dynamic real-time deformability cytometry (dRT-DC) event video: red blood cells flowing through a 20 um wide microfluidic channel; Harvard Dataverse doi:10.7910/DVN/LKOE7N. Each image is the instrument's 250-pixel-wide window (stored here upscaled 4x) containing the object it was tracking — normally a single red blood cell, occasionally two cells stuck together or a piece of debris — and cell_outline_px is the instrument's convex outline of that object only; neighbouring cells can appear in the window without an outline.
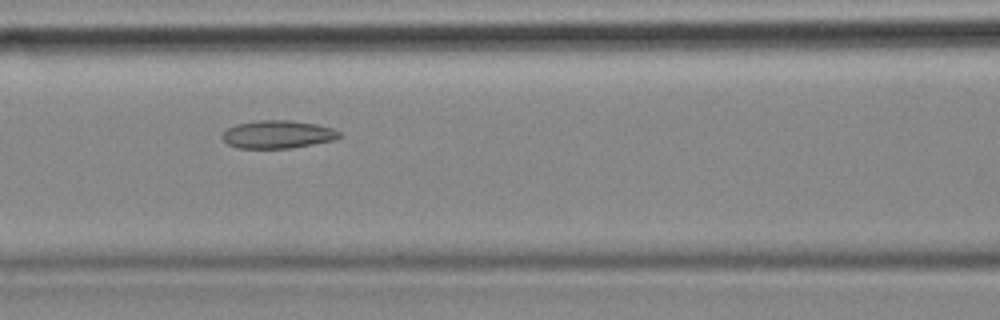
{"species": "common noctule bat (a hibernating species)", "species_latin": "Nyctalus noctula", "temperature_condition": "cold", "stored_images_in_passage": 7, "camera_frame_rate_fps": 3000, "um_per_image_px": 0.085, "animal": {"sex": "female", "body_mass_g": 18.4}, "frame": {"image": 1, "passage_image": 6, "time_ms": 1.667, "image_size_px": [1000, 320], "cell_outline_px": [[340, 136], [332, 140], [292, 148], [236, 148], [228, 144], [220, 136], [228, 128], [236, 124], [260, 120], [292, 120], [316, 124], [332, 128], [340, 132]], "centroid_in_image_um": [23.57, 11.42], "position_along_channel_um": 143.0, "area_um2": 18.96}}
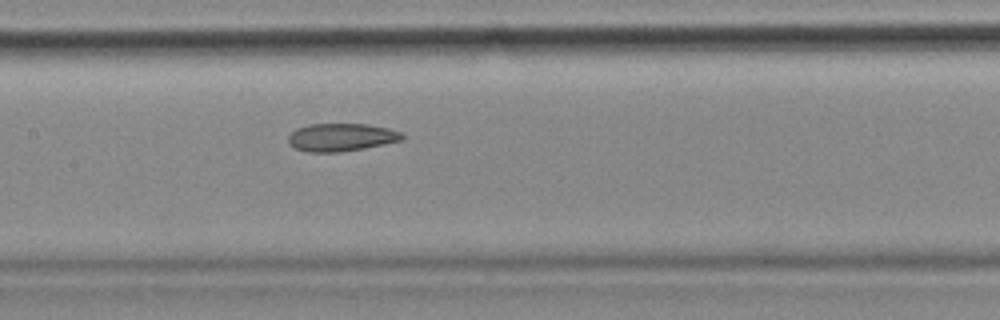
{"frame": {"image": 2, "passage_image": 7, "time_ms": 2.0, "image_size_px": [1000, 320], "cell_outline_px": [[404, 140], [364, 148], [340, 152], [308, 152], [296, 148], [288, 140], [288, 136], [296, 128], [308, 124], [368, 124], [388, 128], [400, 132], [404, 136]], "centroid_in_image_um": [29.02, 11.66], "position_along_channel_um": 178.4, "area_um2": 18.44}}